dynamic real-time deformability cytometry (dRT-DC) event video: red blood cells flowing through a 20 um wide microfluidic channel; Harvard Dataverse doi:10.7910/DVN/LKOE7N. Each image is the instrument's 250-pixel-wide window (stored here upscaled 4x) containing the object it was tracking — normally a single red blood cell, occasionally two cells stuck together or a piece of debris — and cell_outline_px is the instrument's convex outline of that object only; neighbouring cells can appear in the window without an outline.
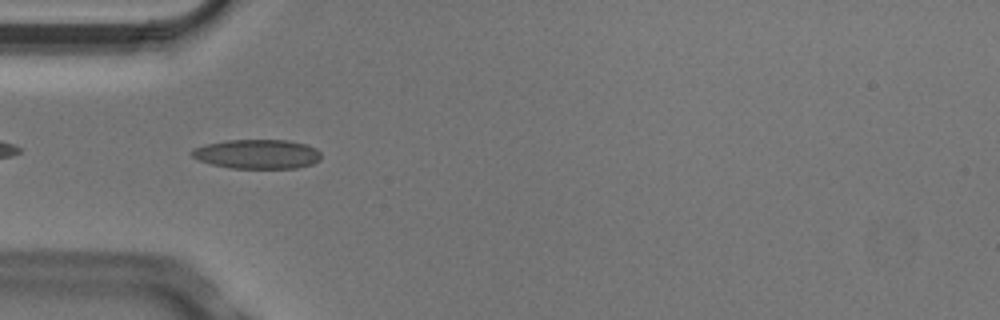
{"species": "Egyptian fruit bat (a non-hibernating species)", "species_latin": "Rousettus aegyptiacus", "temperature_condition": "cold", "stored_images_in_passage": 6, "camera_frame_rate_fps": 3000, "um_per_image_px": 0.085, "animal": {"sex": "male"}, "frame": {"image": 1, "passage_image": 5, "time_ms": 1.333, "image_size_px": [1000, 320], "cell_outline_px": [[320, 160], [312, 164], [296, 168], [228, 168], [212, 164], [200, 160], [192, 156], [188, 152], [192, 148], [208, 144], [228, 140], [288, 140], [308, 144], [316, 148], [320, 152]], "centroid_in_image_um": [21.88, 13.09], "position_along_channel_um": 63.1, "area_um2": 22.2}}